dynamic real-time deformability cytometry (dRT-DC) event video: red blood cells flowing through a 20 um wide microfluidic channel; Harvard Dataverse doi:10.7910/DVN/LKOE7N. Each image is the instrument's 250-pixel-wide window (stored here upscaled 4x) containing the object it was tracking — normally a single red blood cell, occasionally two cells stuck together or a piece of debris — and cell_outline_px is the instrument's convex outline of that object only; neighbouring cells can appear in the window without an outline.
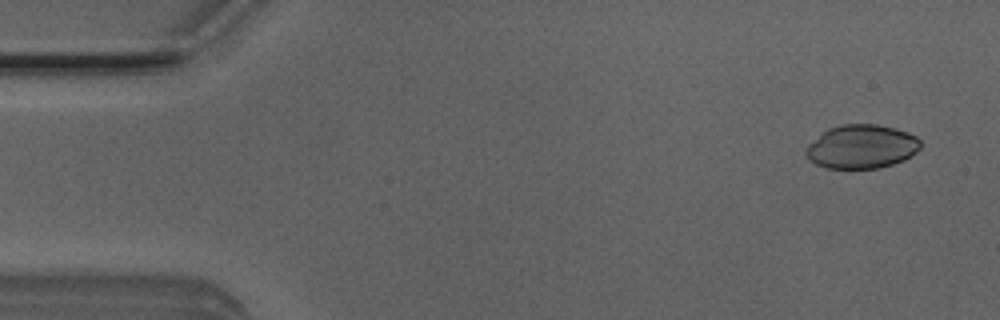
{"species": "Egyptian fruit bat (a non-hibernating species)", "species_latin": "Rousettus aegyptiacus", "temperature_condition": "room temperature", "stored_images_in_passage": 51, "camera_frame_rate_fps": 3000, "um_per_image_px": 0.085, "animal": {"sex": "male"}, "frame": {"image": 1, "passage_image": 3, "time_ms": 0.667, "image_size_px": [1000, 320], "cell_outline_px": [[920, 148], [912, 156], [904, 160], [880, 168], [828, 168], [816, 164], [808, 160], [804, 152], [808, 144], [828, 128], [840, 124], [876, 124], [896, 128], [908, 132], [916, 136], [920, 140]], "centroid_in_image_um": [73.23, 12.46], "position_along_channel_um": 11.8, "area_um2": 29.42}}
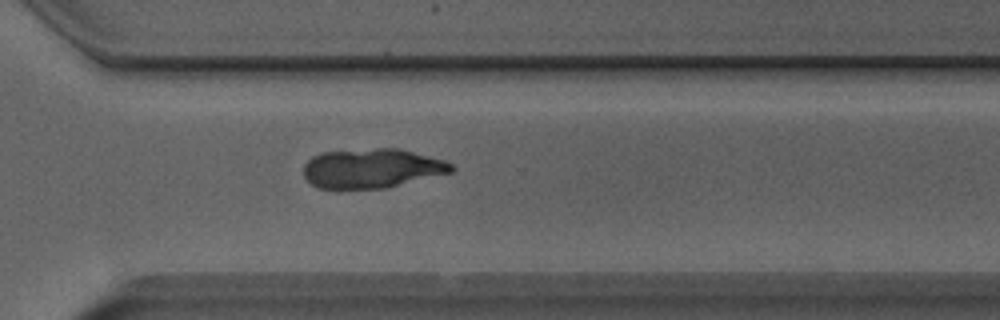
{"frame": {"image": 2, "passage_image": 36, "time_ms": 11.667, "image_size_px": [1000, 320], "cell_outline_px": [[456, 168], [452, 172], [388, 188], [336, 192], [316, 188], [304, 176], [304, 164], [312, 156], [324, 152], [376, 148], [400, 148], [444, 160], [452, 164]], "centroid_in_image_um": [31.57, 14.36], "position_along_channel_um": 339.0, "area_um2": 35.03}}
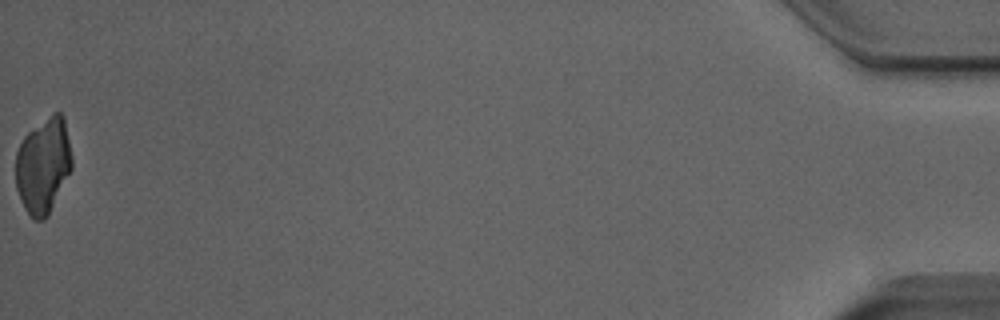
{"frame": {"image": 3, "passage_image": 51, "time_ms": 16.667, "image_size_px": [1000, 320], "cell_outline_px": [[72, 168], [48, 216], [44, 220], [32, 220], [24, 208], [16, 188], [16, 152], [24, 136], [28, 132], [52, 112], [60, 112], [64, 116], [72, 156]], "centroid_in_image_um": [3.68, 14.07], "position_along_channel_um": 431.5, "area_um2": 31.5}}